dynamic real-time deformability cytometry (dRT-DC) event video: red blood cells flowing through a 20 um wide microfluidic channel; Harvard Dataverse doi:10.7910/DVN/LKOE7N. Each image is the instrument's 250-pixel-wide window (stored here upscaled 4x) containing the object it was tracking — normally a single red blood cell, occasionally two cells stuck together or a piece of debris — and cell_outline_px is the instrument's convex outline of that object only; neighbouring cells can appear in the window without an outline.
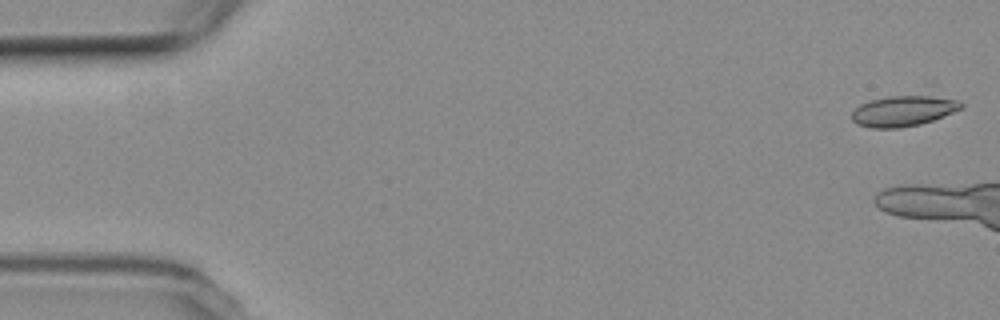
{"species": "common noctule bat (a hibernating species)", "species_latin": "Nyctalus noctula", "temperature_condition": "room temperature", "stored_images_in_passage": 6, "camera_frame_rate_fps": 3000, "um_per_image_px": 0.085, "animal": {"sex": "female", "body_mass_g": 19.3, "forearm_length_mm": 54.1}, "frame": {"image": 1, "passage_image": 6, "time_ms": 6.0, "image_size_px": [1000, 320], "cell_outline_px": [[964, 108], [932, 120], [920, 124], [900, 128], [872, 128], [856, 124], [852, 120], [852, 112], [860, 104], [872, 100], [888, 96], [924, 92], [960, 100], [964, 104]], "centroid_in_image_um": [76.86, 9.37], "position_along_channel_um": 8.1, "area_um2": 20.35}}